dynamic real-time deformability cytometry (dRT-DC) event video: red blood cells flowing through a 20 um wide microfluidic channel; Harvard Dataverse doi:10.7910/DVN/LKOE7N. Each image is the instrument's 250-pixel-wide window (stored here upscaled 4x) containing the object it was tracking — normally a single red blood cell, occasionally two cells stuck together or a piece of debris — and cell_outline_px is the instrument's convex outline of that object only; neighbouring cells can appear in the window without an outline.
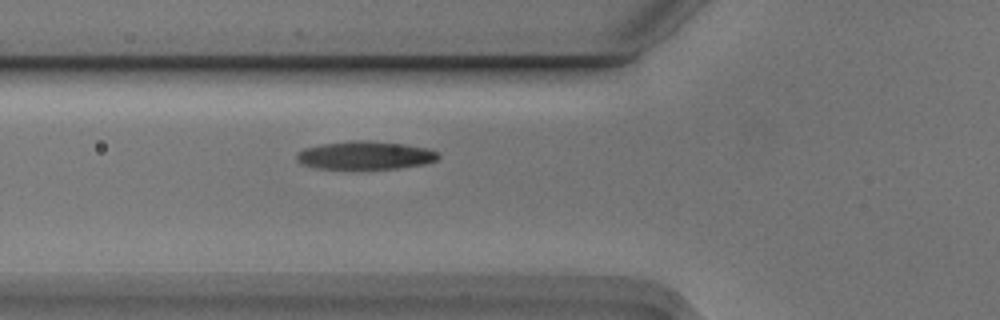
{"species": "Egyptian fruit bat (a non-hibernating species)", "species_latin": "Rousettus aegyptiacus", "temperature_condition": "cold", "stored_images_in_passage": 8, "camera_frame_rate_fps": 3000, "um_per_image_px": 0.085, "animal": {"sex": "male"}, "frame": {"image": 1, "passage_image": 8, "time_ms": 2.333, "image_size_px": [1000, 320], "cell_outline_px": [[440, 156], [436, 160], [424, 164], [400, 168], [316, 168], [300, 164], [296, 160], [296, 152], [304, 148], [320, 144], [348, 140], [368, 140], [404, 144], [428, 148], [436, 152]], "centroid_in_image_um": [31.0, 13.19], "position_along_channel_um": 94.8, "area_um2": 23.35}}